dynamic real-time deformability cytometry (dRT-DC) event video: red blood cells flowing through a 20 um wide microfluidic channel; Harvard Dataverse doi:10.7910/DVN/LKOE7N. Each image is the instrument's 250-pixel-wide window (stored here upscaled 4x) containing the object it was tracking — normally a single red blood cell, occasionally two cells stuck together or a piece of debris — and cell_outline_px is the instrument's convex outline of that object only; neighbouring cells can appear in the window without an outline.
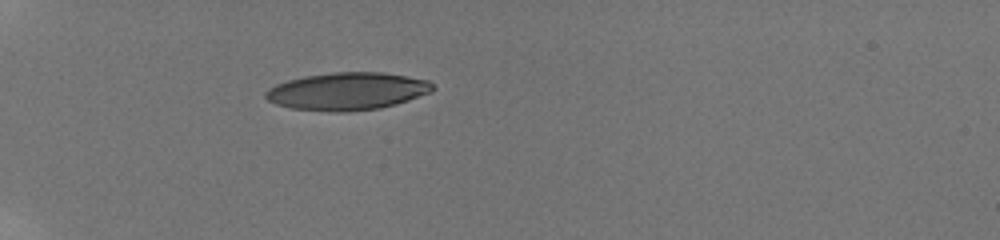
{"species": "human", "species_latin": "Homo sapiens", "temperature_condition": "room temperature", "stored_images_in_passage": 12, "camera_frame_rate_fps": 3000, "um_per_image_px": 0.085, "donor": {"sex": "male"}, "frame": {"image": 1, "passage_image": 1, "time_ms": 0.0, "image_size_px": [1000, 240], "cell_outline_px": [[436, 88], [432, 92], [396, 104], [380, 108], [348, 112], [332, 112], [292, 108], [276, 104], [268, 100], [264, 96], [264, 92], [268, 88], [276, 84], [288, 80], [304, 76], [336, 72], [384, 72], [428, 80]], "centroid_in_image_um": [29.52, 7.76], "position_along_channel_um": 55.5, "area_um2": 36.7}}
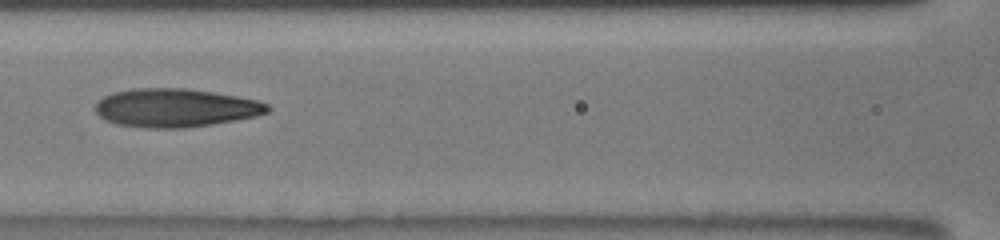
{"frame": {"image": 2, "passage_image": 7, "time_ms": 3.333, "image_size_px": [1000, 240], "cell_outline_px": [[272, 108], [268, 112], [256, 116], [236, 120], [212, 124], [184, 128], [148, 128], [116, 124], [104, 120], [96, 112], [96, 104], [104, 96], [112, 92], [132, 88], [184, 88], [212, 92], [236, 96], [256, 100], [268, 104]], "centroid_in_image_um": [14.9, 9.17], "position_along_channel_um": 151.7, "area_um2": 38.61}}
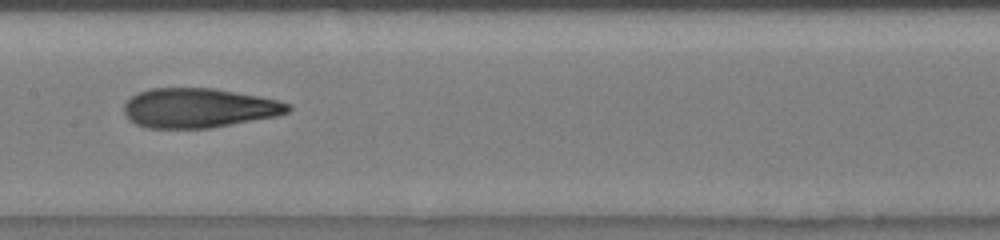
{"frame": {"image": 3, "passage_image": 10, "time_ms": 4.333, "image_size_px": [1000, 240], "cell_outline_px": [[292, 108], [288, 112], [276, 116], [208, 128], [148, 128], [136, 124], [128, 120], [124, 112], [124, 104], [136, 92], [152, 88], [216, 88], [280, 100], [288, 104]], "centroid_in_image_um": [16.87, 9.17], "position_along_channel_um": 190.5, "area_um2": 37.8}}